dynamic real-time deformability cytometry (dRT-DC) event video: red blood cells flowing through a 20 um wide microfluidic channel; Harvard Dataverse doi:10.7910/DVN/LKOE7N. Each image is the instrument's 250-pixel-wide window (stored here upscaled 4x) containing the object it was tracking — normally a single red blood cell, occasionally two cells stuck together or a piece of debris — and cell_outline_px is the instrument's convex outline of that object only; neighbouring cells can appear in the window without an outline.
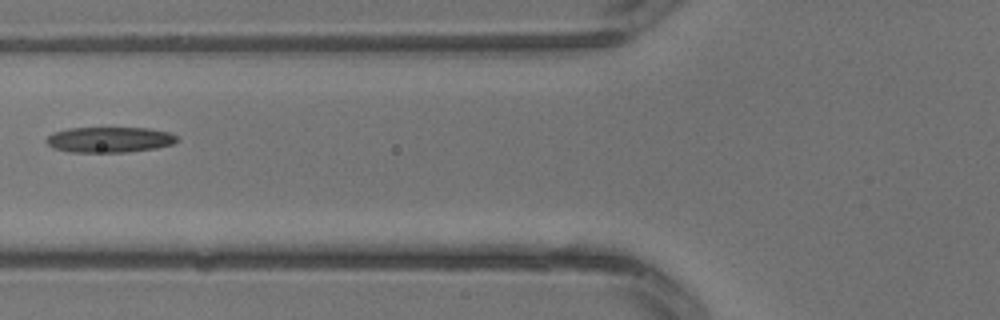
{"species": "common noctule bat (a hibernating species)", "species_latin": "Nyctalus noctula", "temperature_condition": "warm", "stored_images_in_passage": 3, "camera_frame_rate_fps": 3000, "um_per_image_px": 0.085, "animal": {"sex": "male", "body_mass_g": 13.3}, "frame": {"image": 1, "passage_image": 3, "time_ms": 0.667, "image_size_px": [1000, 320], "cell_outline_px": [[180, 140], [172, 144], [156, 148], [128, 152], [72, 152], [52, 148], [44, 140], [52, 132], [68, 128], [148, 128], [168, 132], [176, 136]], "centroid_in_image_um": [9.28, 11.87], "position_along_channel_um": 116.5, "area_um2": 19.54}}